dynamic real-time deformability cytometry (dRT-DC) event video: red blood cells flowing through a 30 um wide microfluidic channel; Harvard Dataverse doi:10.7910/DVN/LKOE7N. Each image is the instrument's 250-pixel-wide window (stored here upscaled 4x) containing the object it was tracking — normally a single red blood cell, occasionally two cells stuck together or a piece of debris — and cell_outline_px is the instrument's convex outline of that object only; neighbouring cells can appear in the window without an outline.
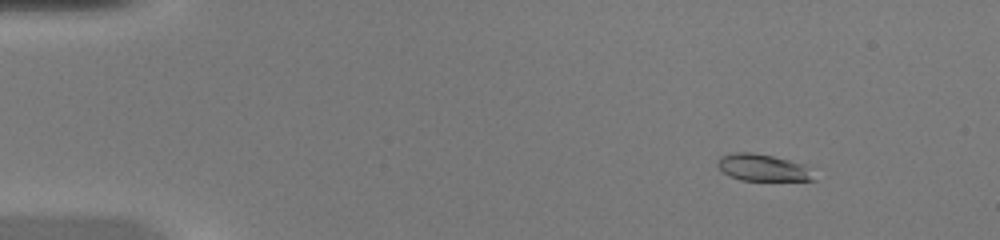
{"species": "common noctule bat (a hibernating species)", "species_latin": "Nyctalus noctula", "temperature_condition": "warm", "stored_images_in_passage": 49, "camera_frame_rate_fps": 3000, "um_per_image_px": 0.085, "animal": {"sex": "female", "body_mass_g": 20.0, "forearm_length_mm": 54.0}, "frame": {"image": 1, "passage_image": 7, "time_ms": 2.0, "image_size_px": [1000, 240], "cell_outline_px": [[816, 180], [740, 180], [728, 176], [716, 164], [720, 156], [732, 152], [752, 152], [772, 156], [804, 164]], "centroid_in_image_um": [64.77, 14.24], "position_along_channel_um": 20.2, "area_um2": 14.91}}
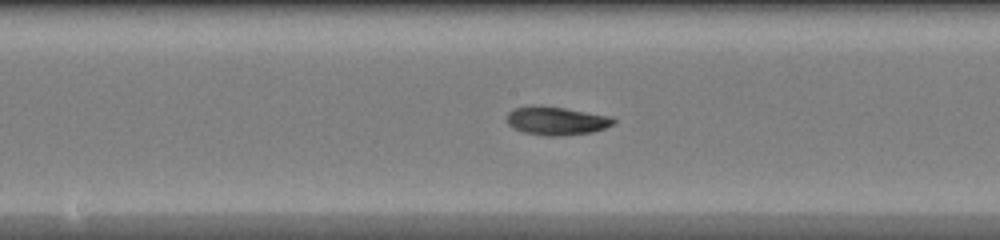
{"frame": {"image": 2, "passage_image": 27, "time_ms": 8.667, "image_size_px": [1000, 240], "cell_outline_px": [[616, 124], [592, 132], [564, 136], [544, 136], [524, 132], [512, 128], [508, 124], [508, 112], [512, 108], [532, 104], [564, 108], [612, 116], [616, 120]], "centroid_in_image_um": [47.29, 10.26], "position_along_channel_um": 200.9, "area_um2": 17.98}}
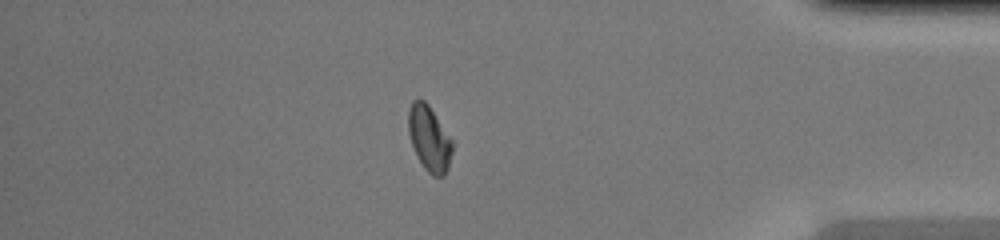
{"frame": {"image": 3, "passage_image": 43, "time_ms": 14.0, "image_size_px": [1000, 240], "cell_outline_px": [[452, 152], [448, 168], [444, 176], [432, 176], [424, 168], [412, 144], [408, 132], [408, 108], [412, 100], [424, 100], [428, 104], [452, 140]], "centroid_in_image_um": [36.48, 11.77], "position_along_channel_um": 398.7, "area_um2": 16.53}, "authors_computed_cell_mechanics": {"area_um2": 16.7042, "velocity_mm_per_s": 4.307, "shape_relaxation_time_tau1_ms": 6.5641, "shape_relaxation_time_tau2_ms": 3.4392, "deformation_change_tau1": 0.2234, "deformation_change_tau2": 0.0734}}